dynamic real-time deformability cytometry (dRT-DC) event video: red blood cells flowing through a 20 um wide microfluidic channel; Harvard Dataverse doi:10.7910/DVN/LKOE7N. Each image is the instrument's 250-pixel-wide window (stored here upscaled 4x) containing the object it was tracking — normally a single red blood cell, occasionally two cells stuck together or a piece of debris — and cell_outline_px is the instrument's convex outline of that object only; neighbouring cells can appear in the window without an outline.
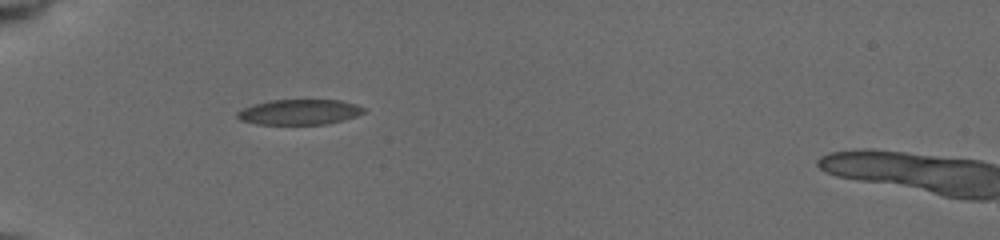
{"species": "common noctule bat (a hibernating species)", "species_latin": "Nyctalus noctula", "temperature_condition": "cold", "stored_images_in_passage": 5, "camera_frame_rate_fps": 3000, "um_per_image_px": 0.085, "animal": {"sex": "female", "body_mass_g": 19.5, "forearm_length_mm": 54.1}, "frame": {"image": 1, "passage_image": 1, "time_ms": 0.0, "image_size_px": [1000, 240], "cell_outline_px": [[364, 112], [356, 116], [344, 120], [328, 124], [256, 124], [240, 120], [236, 116], [236, 112], [252, 104], [272, 100], [340, 100], [356, 104], [364, 108]], "centroid_in_image_um": [25.43, 9.52], "position_along_channel_um": 59.6, "area_um2": 18.67}}